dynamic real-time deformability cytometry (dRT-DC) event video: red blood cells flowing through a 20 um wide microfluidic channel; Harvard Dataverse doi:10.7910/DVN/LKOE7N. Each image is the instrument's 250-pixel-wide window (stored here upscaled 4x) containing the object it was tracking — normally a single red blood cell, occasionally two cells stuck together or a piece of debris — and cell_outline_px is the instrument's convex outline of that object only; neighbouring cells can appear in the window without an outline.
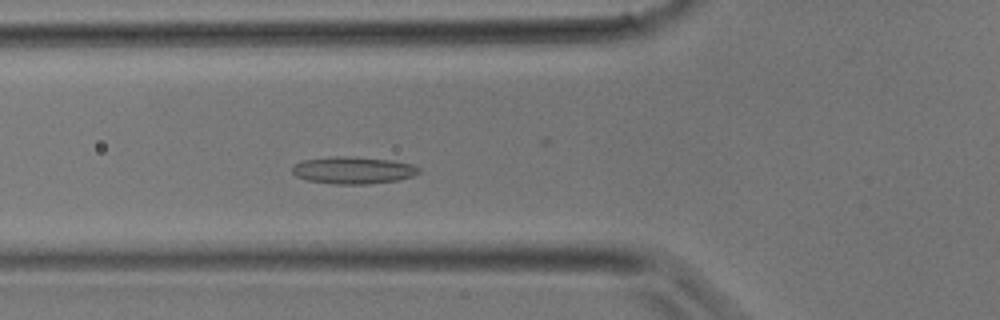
{"species": "common noctule bat (a hibernating species)", "species_latin": "Nyctalus noctula", "temperature_condition": "room temperature", "stored_images_in_passage": 32, "camera_frame_rate_fps": 3000, "um_per_image_px": 0.085, "animal": {"sex": "male", "body_mass_g": 17.9}, "frame": {"image": 1, "passage_image": 8, "time_ms": 2.333, "image_size_px": [1000, 320], "cell_outline_px": [[420, 172], [412, 176], [396, 180], [368, 184], [336, 184], [308, 180], [296, 176], [292, 172], [292, 164], [304, 160], [332, 156], [348, 156], [392, 160], [412, 164], [420, 168]], "centroid_in_image_um": [30.0, 14.46], "position_along_channel_um": 95.8, "area_um2": 20.0}}
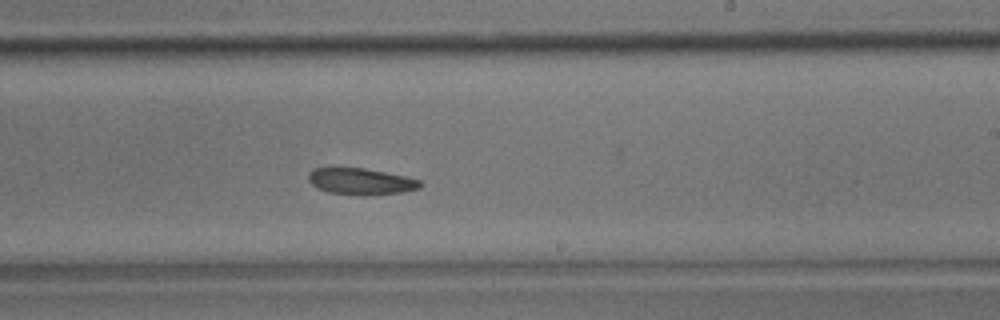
{"frame": {"image": 2, "passage_image": 17, "time_ms": 5.333, "image_size_px": [1000, 320], "cell_outline_px": [[424, 184], [420, 188], [400, 192], [364, 196], [360, 196], [328, 192], [316, 188], [308, 180], [308, 172], [312, 168], [364, 168], [404, 176], [420, 180]], "centroid_in_image_um": [30.64, 15.43], "position_along_channel_um": 258.4, "area_um2": 17.34}}
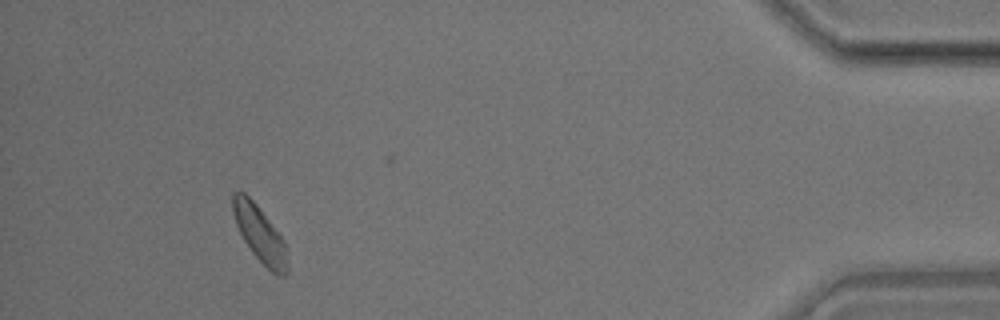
{"frame": {"image": 3, "passage_image": 29, "time_ms": 9.333, "image_size_px": [1000, 320], "cell_outline_px": [[288, 272], [284, 276], [276, 276], [252, 252], [244, 240], [236, 224], [232, 212], [232, 192], [244, 192], [256, 204], [284, 240], [288, 248]], "centroid_in_image_um": [22.11, 19.92], "position_along_channel_um": 413.1, "area_um2": 17.8}}